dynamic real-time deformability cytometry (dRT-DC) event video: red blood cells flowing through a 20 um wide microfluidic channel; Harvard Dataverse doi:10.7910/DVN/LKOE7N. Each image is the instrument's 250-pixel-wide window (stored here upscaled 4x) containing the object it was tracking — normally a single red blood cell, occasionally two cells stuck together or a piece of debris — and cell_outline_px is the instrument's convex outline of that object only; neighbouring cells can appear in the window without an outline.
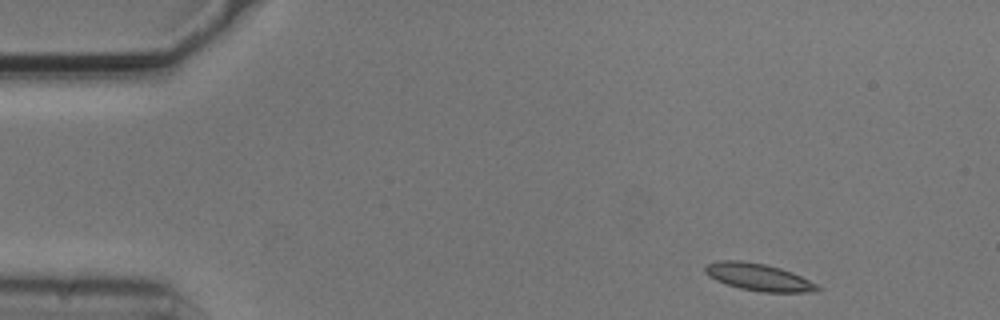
{"species": "common noctule bat (a hibernating species)", "species_latin": "Nyctalus noctula", "temperature_condition": "cold", "stored_images_in_passage": 8, "camera_frame_rate_fps": 3000, "um_per_image_px": 0.085, "animal": {"sex": "male", "body_mass_g": 20.5, "forearm_length_mm": 52.5}, "frame": {"image": 1, "passage_image": 1, "time_ms": 0.0, "image_size_px": [1000, 320], "cell_outline_px": [[820, 288], [808, 292], [760, 292], [740, 288], [716, 280], [704, 272], [704, 268], [708, 264], [720, 260], [740, 260], [764, 264], [780, 268], [792, 272], [816, 284]], "centroid_in_image_um": [64.44, 23.55], "position_along_channel_um": 20.6, "area_um2": 17.46}}
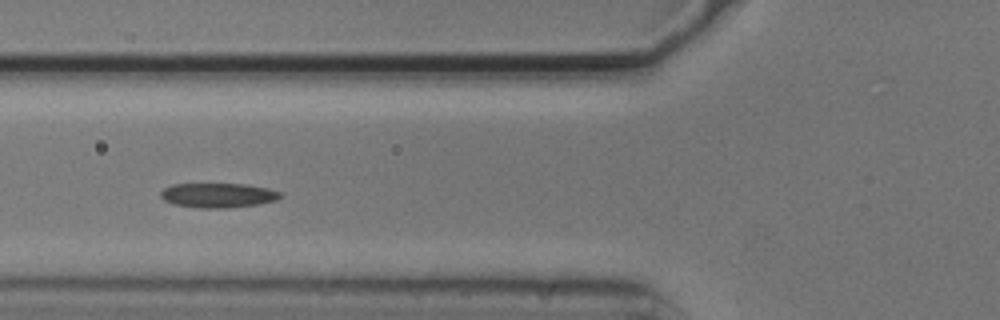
{"frame": {"image": 2, "passage_image": 4, "time_ms": 1.0, "image_size_px": [1000, 320], "cell_outline_px": [[280, 196], [276, 200], [256, 204], [228, 208], [200, 208], [172, 204], [164, 200], [160, 196], [160, 192], [164, 188], [172, 184], [248, 184], [268, 188], [280, 192]], "centroid_in_image_um": [18.49, 16.6], "position_along_channel_um": 107.3, "area_um2": 17.11}}
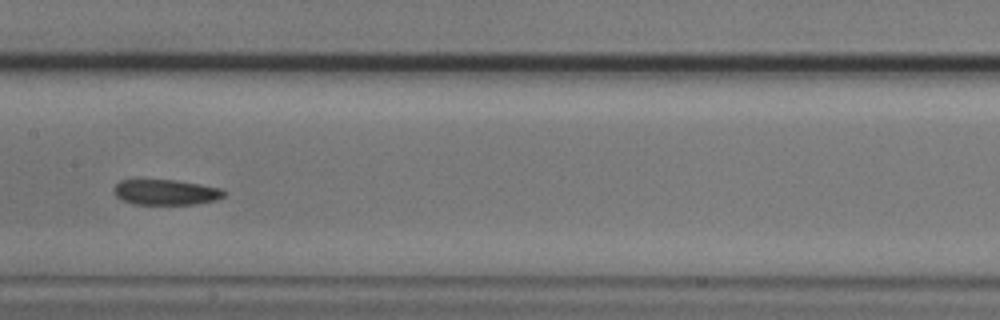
{"frame": {"image": 3, "passage_image": 6, "time_ms": 1.667, "image_size_px": [1000, 320], "cell_outline_px": [[224, 196], [216, 200], [196, 204], [132, 204], [120, 200], [112, 192], [112, 188], [120, 180], [176, 180], [200, 184], [220, 188], [224, 192]], "centroid_in_image_um": [14.04, 16.34], "position_along_channel_um": 193.4, "area_um2": 16.42}}